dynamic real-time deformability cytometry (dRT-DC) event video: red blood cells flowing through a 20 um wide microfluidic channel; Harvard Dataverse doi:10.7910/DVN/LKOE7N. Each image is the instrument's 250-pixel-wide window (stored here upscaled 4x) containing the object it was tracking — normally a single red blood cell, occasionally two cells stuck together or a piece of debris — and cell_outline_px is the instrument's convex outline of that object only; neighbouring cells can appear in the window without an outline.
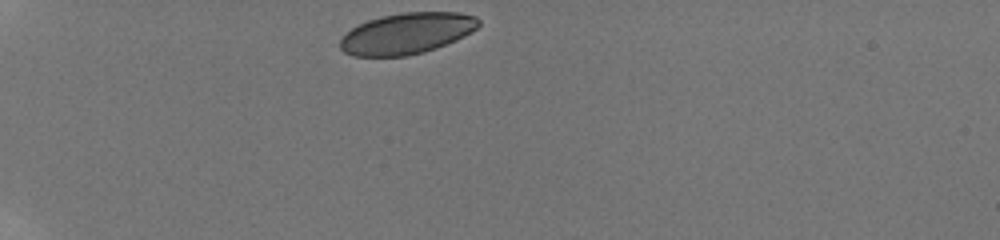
{"species": "human", "species_latin": "Homo sapiens", "temperature_condition": "room temperature", "stored_images_in_passage": 9, "camera_frame_rate_fps": 3000, "um_per_image_px": 0.085, "donor": {"sex": "male"}, "frame": {"image": 1, "passage_image": 1, "time_ms": 0.0, "image_size_px": [1000, 240], "cell_outline_px": [[480, 24], [476, 28], [464, 36], [456, 40], [436, 48], [424, 52], [408, 56], [352, 56], [344, 52], [340, 48], [340, 36], [352, 28], [368, 20], [380, 16], [404, 12], [456, 12], [476, 16], [480, 20]], "centroid_in_image_um": [34.56, 2.84], "position_along_channel_um": 50.4, "area_um2": 33.29}}